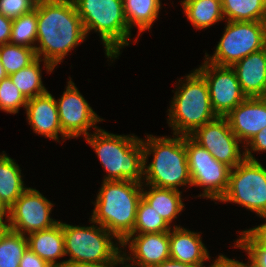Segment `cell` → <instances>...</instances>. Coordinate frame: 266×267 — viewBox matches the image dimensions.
Segmentation results:
<instances>
[{"label":"cell","instance_id":"obj_1","mask_svg":"<svg viewBox=\"0 0 266 267\" xmlns=\"http://www.w3.org/2000/svg\"><path fill=\"white\" fill-rule=\"evenodd\" d=\"M34 10L39 43L35 53L39 59L44 56V67L52 72L87 36L72 0H38Z\"/></svg>","mask_w":266,"mask_h":267},{"label":"cell","instance_id":"obj_2","mask_svg":"<svg viewBox=\"0 0 266 267\" xmlns=\"http://www.w3.org/2000/svg\"><path fill=\"white\" fill-rule=\"evenodd\" d=\"M133 181H103L91 223L99 224L121 242L133 231L137 206L144 188Z\"/></svg>","mask_w":266,"mask_h":267},{"label":"cell","instance_id":"obj_3","mask_svg":"<svg viewBox=\"0 0 266 267\" xmlns=\"http://www.w3.org/2000/svg\"><path fill=\"white\" fill-rule=\"evenodd\" d=\"M99 157L108 174L105 181L143 180L144 154L142 139L132 135H116L98 129L94 134L85 137Z\"/></svg>","mask_w":266,"mask_h":267},{"label":"cell","instance_id":"obj_4","mask_svg":"<svg viewBox=\"0 0 266 267\" xmlns=\"http://www.w3.org/2000/svg\"><path fill=\"white\" fill-rule=\"evenodd\" d=\"M143 142L144 167L143 179L146 185L177 190L178 186H191L188 169L185 136L175 135V138L147 135ZM153 154V161L146 165L148 155Z\"/></svg>","mask_w":266,"mask_h":267},{"label":"cell","instance_id":"obj_5","mask_svg":"<svg viewBox=\"0 0 266 267\" xmlns=\"http://www.w3.org/2000/svg\"><path fill=\"white\" fill-rule=\"evenodd\" d=\"M82 20L86 35L91 30L100 34L108 58H117L120 49L129 45L123 0H72Z\"/></svg>","mask_w":266,"mask_h":267},{"label":"cell","instance_id":"obj_6","mask_svg":"<svg viewBox=\"0 0 266 267\" xmlns=\"http://www.w3.org/2000/svg\"><path fill=\"white\" fill-rule=\"evenodd\" d=\"M171 101L168 123L173 135H191L197 128L217 118L212 109L205 78L197 71L186 76Z\"/></svg>","mask_w":266,"mask_h":267},{"label":"cell","instance_id":"obj_7","mask_svg":"<svg viewBox=\"0 0 266 267\" xmlns=\"http://www.w3.org/2000/svg\"><path fill=\"white\" fill-rule=\"evenodd\" d=\"M66 262L79 264H122V253L111 238L122 242L107 229L99 225L89 227L62 223ZM113 236V237H112ZM117 246V247H116Z\"/></svg>","mask_w":266,"mask_h":267},{"label":"cell","instance_id":"obj_8","mask_svg":"<svg viewBox=\"0 0 266 267\" xmlns=\"http://www.w3.org/2000/svg\"><path fill=\"white\" fill-rule=\"evenodd\" d=\"M266 47V22L227 21L215 53L205 60L219 66L232 67L235 63ZM208 56V57H207Z\"/></svg>","mask_w":266,"mask_h":267},{"label":"cell","instance_id":"obj_9","mask_svg":"<svg viewBox=\"0 0 266 267\" xmlns=\"http://www.w3.org/2000/svg\"><path fill=\"white\" fill-rule=\"evenodd\" d=\"M219 201L240 204L259 216L266 214V168L256 159L245 158L230 170L227 190Z\"/></svg>","mask_w":266,"mask_h":267},{"label":"cell","instance_id":"obj_10","mask_svg":"<svg viewBox=\"0 0 266 267\" xmlns=\"http://www.w3.org/2000/svg\"><path fill=\"white\" fill-rule=\"evenodd\" d=\"M185 149L191 186L204 188L200 197L219 201L227 190L231 168L217 161L190 136H185Z\"/></svg>","mask_w":266,"mask_h":267},{"label":"cell","instance_id":"obj_11","mask_svg":"<svg viewBox=\"0 0 266 267\" xmlns=\"http://www.w3.org/2000/svg\"><path fill=\"white\" fill-rule=\"evenodd\" d=\"M52 206L53 204L38 190L27 188L8 209L6 221L9 223L3 225L27 236L51 228L59 222L50 218Z\"/></svg>","mask_w":266,"mask_h":267},{"label":"cell","instance_id":"obj_12","mask_svg":"<svg viewBox=\"0 0 266 267\" xmlns=\"http://www.w3.org/2000/svg\"><path fill=\"white\" fill-rule=\"evenodd\" d=\"M196 70L205 78L211 106L217 117H225L247 98L232 67L205 61Z\"/></svg>","mask_w":266,"mask_h":267},{"label":"cell","instance_id":"obj_13","mask_svg":"<svg viewBox=\"0 0 266 267\" xmlns=\"http://www.w3.org/2000/svg\"><path fill=\"white\" fill-rule=\"evenodd\" d=\"M195 142L206 149L217 161L235 168L245 159L241 154V141L232 132L225 117H217L213 121L197 128L189 135Z\"/></svg>","mask_w":266,"mask_h":267},{"label":"cell","instance_id":"obj_14","mask_svg":"<svg viewBox=\"0 0 266 267\" xmlns=\"http://www.w3.org/2000/svg\"><path fill=\"white\" fill-rule=\"evenodd\" d=\"M69 79L63 96L58 101L56 100L60 126L68 139L77 138L81 134L87 137L90 135L88 130L91 127H94L95 131L98 130L95 124L103 119L98 117L80 94L72 79Z\"/></svg>","mask_w":266,"mask_h":267},{"label":"cell","instance_id":"obj_15","mask_svg":"<svg viewBox=\"0 0 266 267\" xmlns=\"http://www.w3.org/2000/svg\"><path fill=\"white\" fill-rule=\"evenodd\" d=\"M127 244L131 254L129 257L123 252L122 264L129 262L128 260H132L133 263L125 264L124 267H154L170 258L169 232L137 234V236L129 234L121 246L126 247Z\"/></svg>","mask_w":266,"mask_h":267},{"label":"cell","instance_id":"obj_16","mask_svg":"<svg viewBox=\"0 0 266 267\" xmlns=\"http://www.w3.org/2000/svg\"><path fill=\"white\" fill-rule=\"evenodd\" d=\"M232 132L245 145L266 127V97H247L225 116Z\"/></svg>","mask_w":266,"mask_h":267},{"label":"cell","instance_id":"obj_17","mask_svg":"<svg viewBox=\"0 0 266 267\" xmlns=\"http://www.w3.org/2000/svg\"><path fill=\"white\" fill-rule=\"evenodd\" d=\"M25 109L27 120L36 134L58 142L59 134H61L62 139L67 138L60 126L56 100L49 92L28 99Z\"/></svg>","mask_w":266,"mask_h":267},{"label":"cell","instance_id":"obj_18","mask_svg":"<svg viewBox=\"0 0 266 267\" xmlns=\"http://www.w3.org/2000/svg\"><path fill=\"white\" fill-rule=\"evenodd\" d=\"M232 68L246 97H266V47L244 57Z\"/></svg>","mask_w":266,"mask_h":267},{"label":"cell","instance_id":"obj_19","mask_svg":"<svg viewBox=\"0 0 266 267\" xmlns=\"http://www.w3.org/2000/svg\"><path fill=\"white\" fill-rule=\"evenodd\" d=\"M169 250L171 259L199 266H203L210 255L199 233L180 226H174L169 231Z\"/></svg>","mask_w":266,"mask_h":267},{"label":"cell","instance_id":"obj_20","mask_svg":"<svg viewBox=\"0 0 266 267\" xmlns=\"http://www.w3.org/2000/svg\"><path fill=\"white\" fill-rule=\"evenodd\" d=\"M28 248L53 267H60L66 261L56 262L65 256L62 222L51 228L30 233L27 237Z\"/></svg>","mask_w":266,"mask_h":267},{"label":"cell","instance_id":"obj_21","mask_svg":"<svg viewBox=\"0 0 266 267\" xmlns=\"http://www.w3.org/2000/svg\"><path fill=\"white\" fill-rule=\"evenodd\" d=\"M148 186L149 191L142 190V199L170 226L172 220L176 219V216L185 208L181 192L152 185Z\"/></svg>","mask_w":266,"mask_h":267},{"label":"cell","instance_id":"obj_22","mask_svg":"<svg viewBox=\"0 0 266 267\" xmlns=\"http://www.w3.org/2000/svg\"><path fill=\"white\" fill-rule=\"evenodd\" d=\"M22 180L18 164L3 151L0 155V201L7 209L27 189Z\"/></svg>","mask_w":266,"mask_h":267},{"label":"cell","instance_id":"obj_23","mask_svg":"<svg viewBox=\"0 0 266 267\" xmlns=\"http://www.w3.org/2000/svg\"><path fill=\"white\" fill-rule=\"evenodd\" d=\"M187 19L197 29L209 28L224 19L221 0H183Z\"/></svg>","mask_w":266,"mask_h":267},{"label":"cell","instance_id":"obj_24","mask_svg":"<svg viewBox=\"0 0 266 267\" xmlns=\"http://www.w3.org/2000/svg\"><path fill=\"white\" fill-rule=\"evenodd\" d=\"M123 5L128 28L137 26L138 36L151 28L161 8L160 0H123Z\"/></svg>","mask_w":266,"mask_h":267},{"label":"cell","instance_id":"obj_25","mask_svg":"<svg viewBox=\"0 0 266 267\" xmlns=\"http://www.w3.org/2000/svg\"><path fill=\"white\" fill-rule=\"evenodd\" d=\"M221 3L228 21L266 22V0H221Z\"/></svg>","mask_w":266,"mask_h":267},{"label":"cell","instance_id":"obj_26","mask_svg":"<svg viewBox=\"0 0 266 267\" xmlns=\"http://www.w3.org/2000/svg\"><path fill=\"white\" fill-rule=\"evenodd\" d=\"M27 248V236L1 225L0 267H19V262Z\"/></svg>","mask_w":266,"mask_h":267},{"label":"cell","instance_id":"obj_27","mask_svg":"<svg viewBox=\"0 0 266 267\" xmlns=\"http://www.w3.org/2000/svg\"><path fill=\"white\" fill-rule=\"evenodd\" d=\"M43 59L37 58L28 67L9 75L10 79L16 85L26 99L34 98L48 92L42 83L40 62Z\"/></svg>","mask_w":266,"mask_h":267},{"label":"cell","instance_id":"obj_28","mask_svg":"<svg viewBox=\"0 0 266 267\" xmlns=\"http://www.w3.org/2000/svg\"><path fill=\"white\" fill-rule=\"evenodd\" d=\"M36 59L34 48L15 45L10 42L0 45V62L8 76L28 67Z\"/></svg>","mask_w":266,"mask_h":267},{"label":"cell","instance_id":"obj_29","mask_svg":"<svg viewBox=\"0 0 266 267\" xmlns=\"http://www.w3.org/2000/svg\"><path fill=\"white\" fill-rule=\"evenodd\" d=\"M169 226L162 217L142 198L137 206L136 220L130 234L169 232Z\"/></svg>","mask_w":266,"mask_h":267},{"label":"cell","instance_id":"obj_30","mask_svg":"<svg viewBox=\"0 0 266 267\" xmlns=\"http://www.w3.org/2000/svg\"><path fill=\"white\" fill-rule=\"evenodd\" d=\"M36 40L37 12L35 10L12 20L10 43L35 49Z\"/></svg>","mask_w":266,"mask_h":267},{"label":"cell","instance_id":"obj_31","mask_svg":"<svg viewBox=\"0 0 266 267\" xmlns=\"http://www.w3.org/2000/svg\"><path fill=\"white\" fill-rule=\"evenodd\" d=\"M26 104V97L14 85L9 76L0 81V110L16 114L19 108L21 106L25 108Z\"/></svg>","mask_w":266,"mask_h":267},{"label":"cell","instance_id":"obj_32","mask_svg":"<svg viewBox=\"0 0 266 267\" xmlns=\"http://www.w3.org/2000/svg\"><path fill=\"white\" fill-rule=\"evenodd\" d=\"M38 0H0V13L11 20L35 9Z\"/></svg>","mask_w":266,"mask_h":267},{"label":"cell","instance_id":"obj_33","mask_svg":"<svg viewBox=\"0 0 266 267\" xmlns=\"http://www.w3.org/2000/svg\"><path fill=\"white\" fill-rule=\"evenodd\" d=\"M260 217L266 219V214L260 215ZM240 235L241 237L236 240V244H257L266 248V222L255 228L242 231Z\"/></svg>","mask_w":266,"mask_h":267},{"label":"cell","instance_id":"obj_34","mask_svg":"<svg viewBox=\"0 0 266 267\" xmlns=\"http://www.w3.org/2000/svg\"><path fill=\"white\" fill-rule=\"evenodd\" d=\"M236 246L247 252L250 263L255 267H266V248L257 244H236L234 247Z\"/></svg>","mask_w":266,"mask_h":267},{"label":"cell","instance_id":"obj_35","mask_svg":"<svg viewBox=\"0 0 266 267\" xmlns=\"http://www.w3.org/2000/svg\"><path fill=\"white\" fill-rule=\"evenodd\" d=\"M251 148H246V147ZM245 158L255 160V157L252 155L251 151H266V127L263 128L259 133H257L245 146ZM251 150V151H250Z\"/></svg>","mask_w":266,"mask_h":267},{"label":"cell","instance_id":"obj_36","mask_svg":"<svg viewBox=\"0 0 266 267\" xmlns=\"http://www.w3.org/2000/svg\"><path fill=\"white\" fill-rule=\"evenodd\" d=\"M19 267H53L29 248L23 253Z\"/></svg>","mask_w":266,"mask_h":267},{"label":"cell","instance_id":"obj_37","mask_svg":"<svg viewBox=\"0 0 266 267\" xmlns=\"http://www.w3.org/2000/svg\"><path fill=\"white\" fill-rule=\"evenodd\" d=\"M12 20L0 13V45L10 42Z\"/></svg>","mask_w":266,"mask_h":267},{"label":"cell","instance_id":"obj_38","mask_svg":"<svg viewBox=\"0 0 266 267\" xmlns=\"http://www.w3.org/2000/svg\"><path fill=\"white\" fill-rule=\"evenodd\" d=\"M219 263H220V256H218V258L214 261V263L210 267H216ZM154 267H205V266L182 263L180 261H176L169 258L163 261L162 263L155 265Z\"/></svg>","mask_w":266,"mask_h":267},{"label":"cell","instance_id":"obj_39","mask_svg":"<svg viewBox=\"0 0 266 267\" xmlns=\"http://www.w3.org/2000/svg\"><path fill=\"white\" fill-rule=\"evenodd\" d=\"M220 264L223 267H255L252 263L244 264L243 262H239L234 259H229L224 255H220Z\"/></svg>","mask_w":266,"mask_h":267},{"label":"cell","instance_id":"obj_40","mask_svg":"<svg viewBox=\"0 0 266 267\" xmlns=\"http://www.w3.org/2000/svg\"><path fill=\"white\" fill-rule=\"evenodd\" d=\"M118 264H79V263H72L66 262L60 267H115Z\"/></svg>","mask_w":266,"mask_h":267},{"label":"cell","instance_id":"obj_41","mask_svg":"<svg viewBox=\"0 0 266 267\" xmlns=\"http://www.w3.org/2000/svg\"><path fill=\"white\" fill-rule=\"evenodd\" d=\"M8 213V209L1 203V201H0V223L3 225L4 224V220H3V218H4V216H6L7 217V214Z\"/></svg>","mask_w":266,"mask_h":267},{"label":"cell","instance_id":"obj_42","mask_svg":"<svg viewBox=\"0 0 266 267\" xmlns=\"http://www.w3.org/2000/svg\"><path fill=\"white\" fill-rule=\"evenodd\" d=\"M8 75L5 72V69L3 67V65L0 62V81L3 80L4 78H6Z\"/></svg>","mask_w":266,"mask_h":267},{"label":"cell","instance_id":"obj_43","mask_svg":"<svg viewBox=\"0 0 266 267\" xmlns=\"http://www.w3.org/2000/svg\"><path fill=\"white\" fill-rule=\"evenodd\" d=\"M216 267H223L220 263Z\"/></svg>","mask_w":266,"mask_h":267}]
</instances>
